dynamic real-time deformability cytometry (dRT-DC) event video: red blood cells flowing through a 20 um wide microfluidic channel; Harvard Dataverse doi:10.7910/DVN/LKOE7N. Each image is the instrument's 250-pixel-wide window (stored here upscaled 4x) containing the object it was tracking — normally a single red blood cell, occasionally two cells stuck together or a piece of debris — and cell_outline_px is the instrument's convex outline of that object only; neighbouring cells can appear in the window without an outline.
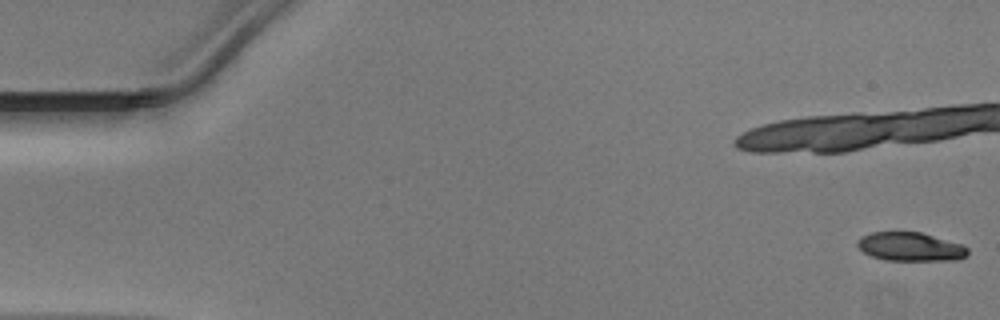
{"species": "Egyptian fruit bat (a non-hibernating species)", "species_latin": "Rousettus aegyptiacus", "temperature_condition": "warm", "stored_images_in_passage": 40, "camera_frame_rate_fps": 3000, "um_per_image_px": 0.085, "animal": {"sex": "male"}, "frame": {"image": 1, "passage_image": 1, "time_ms": 0.0, "image_size_px": [1000, 320], "cell_outline_px": [[968, 252], [960, 260], [888, 260], [872, 256], [864, 252], [856, 244], [856, 240], [872, 232], [920, 232], [960, 244], [968, 248]], "centroid_in_image_um": [77.37, 20.97], "position_along_channel_um": 7.6, "area_um2": 18.15}}